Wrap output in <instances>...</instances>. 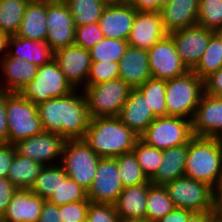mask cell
Returning a JSON list of instances; mask_svg holds the SVG:
<instances>
[{
	"instance_id": "obj_22",
	"label": "cell",
	"mask_w": 222,
	"mask_h": 222,
	"mask_svg": "<svg viewBox=\"0 0 222 222\" xmlns=\"http://www.w3.org/2000/svg\"><path fill=\"white\" fill-rule=\"evenodd\" d=\"M0 69L2 73L0 90L19 93L23 87L34 79L38 67L26 60L6 55L0 60Z\"/></svg>"
},
{
	"instance_id": "obj_11",
	"label": "cell",
	"mask_w": 222,
	"mask_h": 222,
	"mask_svg": "<svg viewBox=\"0 0 222 222\" xmlns=\"http://www.w3.org/2000/svg\"><path fill=\"white\" fill-rule=\"evenodd\" d=\"M47 38L46 43L55 52L74 45L75 25L63 0H46Z\"/></svg>"
},
{
	"instance_id": "obj_58",
	"label": "cell",
	"mask_w": 222,
	"mask_h": 222,
	"mask_svg": "<svg viewBox=\"0 0 222 222\" xmlns=\"http://www.w3.org/2000/svg\"><path fill=\"white\" fill-rule=\"evenodd\" d=\"M215 33H216V34L220 37V39L222 40V28L219 29V30H217Z\"/></svg>"
},
{
	"instance_id": "obj_62",
	"label": "cell",
	"mask_w": 222,
	"mask_h": 222,
	"mask_svg": "<svg viewBox=\"0 0 222 222\" xmlns=\"http://www.w3.org/2000/svg\"><path fill=\"white\" fill-rule=\"evenodd\" d=\"M210 222H221V221H217L216 219H212Z\"/></svg>"
},
{
	"instance_id": "obj_37",
	"label": "cell",
	"mask_w": 222,
	"mask_h": 222,
	"mask_svg": "<svg viewBox=\"0 0 222 222\" xmlns=\"http://www.w3.org/2000/svg\"><path fill=\"white\" fill-rule=\"evenodd\" d=\"M127 46V40L104 37L89 49L91 61L120 62Z\"/></svg>"
},
{
	"instance_id": "obj_30",
	"label": "cell",
	"mask_w": 222,
	"mask_h": 222,
	"mask_svg": "<svg viewBox=\"0 0 222 222\" xmlns=\"http://www.w3.org/2000/svg\"><path fill=\"white\" fill-rule=\"evenodd\" d=\"M72 15L75 27L98 22L107 6L101 0H63Z\"/></svg>"
},
{
	"instance_id": "obj_48",
	"label": "cell",
	"mask_w": 222,
	"mask_h": 222,
	"mask_svg": "<svg viewBox=\"0 0 222 222\" xmlns=\"http://www.w3.org/2000/svg\"><path fill=\"white\" fill-rule=\"evenodd\" d=\"M38 222H62L59 206L45 200Z\"/></svg>"
},
{
	"instance_id": "obj_44",
	"label": "cell",
	"mask_w": 222,
	"mask_h": 222,
	"mask_svg": "<svg viewBox=\"0 0 222 222\" xmlns=\"http://www.w3.org/2000/svg\"><path fill=\"white\" fill-rule=\"evenodd\" d=\"M90 200H81L59 206L62 222H86Z\"/></svg>"
},
{
	"instance_id": "obj_21",
	"label": "cell",
	"mask_w": 222,
	"mask_h": 222,
	"mask_svg": "<svg viewBox=\"0 0 222 222\" xmlns=\"http://www.w3.org/2000/svg\"><path fill=\"white\" fill-rule=\"evenodd\" d=\"M130 130L140 136L156 118L147 99L136 88L132 89L117 116Z\"/></svg>"
},
{
	"instance_id": "obj_17",
	"label": "cell",
	"mask_w": 222,
	"mask_h": 222,
	"mask_svg": "<svg viewBox=\"0 0 222 222\" xmlns=\"http://www.w3.org/2000/svg\"><path fill=\"white\" fill-rule=\"evenodd\" d=\"M193 136H222V98L204 93L191 120Z\"/></svg>"
},
{
	"instance_id": "obj_32",
	"label": "cell",
	"mask_w": 222,
	"mask_h": 222,
	"mask_svg": "<svg viewBox=\"0 0 222 222\" xmlns=\"http://www.w3.org/2000/svg\"><path fill=\"white\" fill-rule=\"evenodd\" d=\"M222 68V40L214 33L198 64L192 69L202 80Z\"/></svg>"
},
{
	"instance_id": "obj_28",
	"label": "cell",
	"mask_w": 222,
	"mask_h": 222,
	"mask_svg": "<svg viewBox=\"0 0 222 222\" xmlns=\"http://www.w3.org/2000/svg\"><path fill=\"white\" fill-rule=\"evenodd\" d=\"M187 144L171 147L163 151L162 163L150 179L155 185H165L185 175Z\"/></svg>"
},
{
	"instance_id": "obj_38",
	"label": "cell",
	"mask_w": 222,
	"mask_h": 222,
	"mask_svg": "<svg viewBox=\"0 0 222 222\" xmlns=\"http://www.w3.org/2000/svg\"><path fill=\"white\" fill-rule=\"evenodd\" d=\"M137 162L143 170L146 177L150 180L161 165L163 151L145 144L140 139L132 149Z\"/></svg>"
},
{
	"instance_id": "obj_43",
	"label": "cell",
	"mask_w": 222,
	"mask_h": 222,
	"mask_svg": "<svg viewBox=\"0 0 222 222\" xmlns=\"http://www.w3.org/2000/svg\"><path fill=\"white\" fill-rule=\"evenodd\" d=\"M86 222H121L114 204L90 202Z\"/></svg>"
},
{
	"instance_id": "obj_8",
	"label": "cell",
	"mask_w": 222,
	"mask_h": 222,
	"mask_svg": "<svg viewBox=\"0 0 222 222\" xmlns=\"http://www.w3.org/2000/svg\"><path fill=\"white\" fill-rule=\"evenodd\" d=\"M139 137L145 144L162 151L185 145L193 137L191 120L177 116L156 117Z\"/></svg>"
},
{
	"instance_id": "obj_41",
	"label": "cell",
	"mask_w": 222,
	"mask_h": 222,
	"mask_svg": "<svg viewBox=\"0 0 222 222\" xmlns=\"http://www.w3.org/2000/svg\"><path fill=\"white\" fill-rule=\"evenodd\" d=\"M119 62L91 61L87 85H95L119 78Z\"/></svg>"
},
{
	"instance_id": "obj_14",
	"label": "cell",
	"mask_w": 222,
	"mask_h": 222,
	"mask_svg": "<svg viewBox=\"0 0 222 222\" xmlns=\"http://www.w3.org/2000/svg\"><path fill=\"white\" fill-rule=\"evenodd\" d=\"M116 158H101L87 196L92 203L114 204L123 190Z\"/></svg>"
},
{
	"instance_id": "obj_35",
	"label": "cell",
	"mask_w": 222,
	"mask_h": 222,
	"mask_svg": "<svg viewBox=\"0 0 222 222\" xmlns=\"http://www.w3.org/2000/svg\"><path fill=\"white\" fill-rule=\"evenodd\" d=\"M137 89L147 99L149 108H151L156 117L167 116L165 103L166 80L151 77Z\"/></svg>"
},
{
	"instance_id": "obj_13",
	"label": "cell",
	"mask_w": 222,
	"mask_h": 222,
	"mask_svg": "<svg viewBox=\"0 0 222 222\" xmlns=\"http://www.w3.org/2000/svg\"><path fill=\"white\" fill-rule=\"evenodd\" d=\"M148 62L151 77L156 79H173L189 71L179 57L169 34L148 50Z\"/></svg>"
},
{
	"instance_id": "obj_20",
	"label": "cell",
	"mask_w": 222,
	"mask_h": 222,
	"mask_svg": "<svg viewBox=\"0 0 222 222\" xmlns=\"http://www.w3.org/2000/svg\"><path fill=\"white\" fill-rule=\"evenodd\" d=\"M45 199L30 189H16L2 222H38Z\"/></svg>"
},
{
	"instance_id": "obj_53",
	"label": "cell",
	"mask_w": 222,
	"mask_h": 222,
	"mask_svg": "<svg viewBox=\"0 0 222 222\" xmlns=\"http://www.w3.org/2000/svg\"><path fill=\"white\" fill-rule=\"evenodd\" d=\"M212 219V212H193L186 222H210Z\"/></svg>"
},
{
	"instance_id": "obj_36",
	"label": "cell",
	"mask_w": 222,
	"mask_h": 222,
	"mask_svg": "<svg viewBox=\"0 0 222 222\" xmlns=\"http://www.w3.org/2000/svg\"><path fill=\"white\" fill-rule=\"evenodd\" d=\"M123 187L141 185L150 180L146 177L133 152L116 157Z\"/></svg>"
},
{
	"instance_id": "obj_40",
	"label": "cell",
	"mask_w": 222,
	"mask_h": 222,
	"mask_svg": "<svg viewBox=\"0 0 222 222\" xmlns=\"http://www.w3.org/2000/svg\"><path fill=\"white\" fill-rule=\"evenodd\" d=\"M197 24L216 32L222 28V0H199Z\"/></svg>"
},
{
	"instance_id": "obj_47",
	"label": "cell",
	"mask_w": 222,
	"mask_h": 222,
	"mask_svg": "<svg viewBox=\"0 0 222 222\" xmlns=\"http://www.w3.org/2000/svg\"><path fill=\"white\" fill-rule=\"evenodd\" d=\"M204 93L222 98V68L204 79Z\"/></svg>"
},
{
	"instance_id": "obj_2",
	"label": "cell",
	"mask_w": 222,
	"mask_h": 222,
	"mask_svg": "<svg viewBox=\"0 0 222 222\" xmlns=\"http://www.w3.org/2000/svg\"><path fill=\"white\" fill-rule=\"evenodd\" d=\"M84 141L101 158L132 152L140 137L115 117L91 118Z\"/></svg>"
},
{
	"instance_id": "obj_27",
	"label": "cell",
	"mask_w": 222,
	"mask_h": 222,
	"mask_svg": "<svg viewBox=\"0 0 222 222\" xmlns=\"http://www.w3.org/2000/svg\"><path fill=\"white\" fill-rule=\"evenodd\" d=\"M47 30L46 0L27 3L16 36L46 42Z\"/></svg>"
},
{
	"instance_id": "obj_9",
	"label": "cell",
	"mask_w": 222,
	"mask_h": 222,
	"mask_svg": "<svg viewBox=\"0 0 222 222\" xmlns=\"http://www.w3.org/2000/svg\"><path fill=\"white\" fill-rule=\"evenodd\" d=\"M74 90L53 59L48 64L38 67L34 79L19 93L39 105L51 98L64 97Z\"/></svg>"
},
{
	"instance_id": "obj_31",
	"label": "cell",
	"mask_w": 222,
	"mask_h": 222,
	"mask_svg": "<svg viewBox=\"0 0 222 222\" xmlns=\"http://www.w3.org/2000/svg\"><path fill=\"white\" fill-rule=\"evenodd\" d=\"M175 209L164 185L150 183L146 203V220L156 222Z\"/></svg>"
},
{
	"instance_id": "obj_56",
	"label": "cell",
	"mask_w": 222,
	"mask_h": 222,
	"mask_svg": "<svg viewBox=\"0 0 222 222\" xmlns=\"http://www.w3.org/2000/svg\"><path fill=\"white\" fill-rule=\"evenodd\" d=\"M102 2L108 4H114V3H118V0H101Z\"/></svg>"
},
{
	"instance_id": "obj_61",
	"label": "cell",
	"mask_w": 222,
	"mask_h": 222,
	"mask_svg": "<svg viewBox=\"0 0 222 222\" xmlns=\"http://www.w3.org/2000/svg\"><path fill=\"white\" fill-rule=\"evenodd\" d=\"M131 0H118V2H125V3H129Z\"/></svg>"
},
{
	"instance_id": "obj_10",
	"label": "cell",
	"mask_w": 222,
	"mask_h": 222,
	"mask_svg": "<svg viewBox=\"0 0 222 222\" xmlns=\"http://www.w3.org/2000/svg\"><path fill=\"white\" fill-rule=\"evenodd\" d=\"M175 208L192 212H211L213 188L208 184L183 176L164 185Z\"/></svg>"
},
{
	"instance_id": "obj_4",
	"label": "cell",
	"mask_w": 222,
	"mask_h": 222,
	"mask_svg": "<svg viewBox=\"0 0 222 222\" xmlns=\"http://www.w3.org/2000/svg\"><path fill=\"white\" fill-rule=\"evenodd\" d=\"M203 94L204 80L192 70L182 76L166 80L167 116L192 120Z\"/></svg>"
},
{
	"instance_id": "obj_51",
	"label": "cell",
	"mask_w": 222,
	"mask_h": 222,
	"mask_svg": "<svg viewBox=\"0 0 222 222\" xmlns=\"http://www.w3.org/2000/svg\"><path fill=\"white\" fill-rule=\"evenodd\" d=\"M193 212L187 209L175 208L172 212L166 214L156 222H186Z\"/></svg>"
},
{
	"instance_id": "obj_57",
	"label": "cell",
	"mask_w": 222,
	"mask_h": 222,
	"mask_svg": "<svg viewBox=\"0 0 222 222\" xmlns=\"http://www.w3.org/2000/svg\"><path fill=\"white\" fill-rule=\"evenodd\" d=\"M121 222H149L147 220H129V221H121Z\"/></svg>"
},
{
	"instance_id": "obj_3",
	"label": "cell",
	"mask_w": 222,
	"mask_h": 222,
	"mask_svg": "<svg viewBox=\"0 0 222 222\" xmlns=\"http://www.w3.org/2000/svg\"><path fill=\"white\" fill-rule=\"evenodd\" d=\"M222 143L219 138L193 136L187 144L186 177L214 188L221 177Z\"/></svg>"
},
{
	"instance_id": "obj_45",
	"label": "cell",
	"mask_w": 222,
	"mask_h": 222,
	"mask_svg": "<svg viewBox=\"0 0 222 222\" xmlns=\"http://www.w3.org/2000/svg\"><path fill=\"white\" fill-rule=\"evenodd\" d=\"M15 153V144L0 143V177L7 178Z\"/></svg>"
},
{
	"instance_id": "obj_54",
	"label": "cell",
	"mask_w": 222,
	"mask_h": 222,
	"mask_svg": "<svg viewBox=\"0 0 222 222\" xmlns=\"http://www.w3.org/2000/svg\"><path fill=\"white\" fill-rule=\"evenodd\" d=\"M9 35L0 32V60L7 55Z\"/></svg>"
},
{
	"instance_id": "obj_25",
	"label": "cell",
	"mask_w": 222,
	"mask_h": 222,
	"mask_svg": "<svg viewBox=\"0 0 222 222\" xmlns=\"http://www.w3.org/2000/svg\"><path fill=\"white\" fill-rule=\"evenodd\" d=\"M199 0H172L160 13L167 34L197 24Z\"/></svg>"
},
{
	"instance_id": "obj_6",
	"label": "cell",
	"mask_w": 222,
	"mask_h": 222,
	"mask_svg": "<svg viewBox=\"0 0 222 222\" xmlns=\"http://www.w3.org/2000/svg\"><path fill=\"white\" fill-rule=\"evenodd\" d=\"M131 90L121 78L86 85L82 91L87 100L90 118L118 116Z\"/></svg>"
},
{
	"instance_id": "obj_15",
	"label": "cell",
	"mask_w": 222,
	"mask_h": 222,
	"mask_svg": "<svg viewBox=\"0 0 222 222\" xmlns=\"http://www.w3.org/2000/svg\"><path fill=\"white\" fill-rule=\"evenodd\" d=\"M214 33V31L196 24L174 31L169 35L174 41L182 62L189 70H192L200 61Z\"/></svg>"
},
{
	"instance_id": "obj_50",
	"label": "cell",
	"mask_w": 222,
	"mask_h": 222,
	"mask_svg": "<svg viewBox=\"0 0 222 222\" xmlns=\"http://www.w3.org/2000/svg\"><path fill=\"white\" fill-rule=\"evenodd\" d=\"M211 212L214 219L222 222V184H217L213 188Z\"/></svg>"
},
{
	"instance_id": "obj_18",
	"label": "cell",
	"mask_w": 222,
	"mask_h": 222,
	"mask_svg": "<svg viewBox=\"0 0 222 222\" xmlns=\"http://www.w3.org/2000/svg\"><path fill=\"white\" fill-rule=\"evenodd\" d=\"M166 35L160 12L137 11L127 42L129 46L149 50Z\"/></svg>"
},
{
	"instance_id": "obj_52",
	"label": "cell",
	"mask_w": 222,
	"mask_h": 222,
	"mask_svg": "<svg viewBox=\"0 0 222 222\" xmlns=\"http://www.w3.org/2000/svg\"><path fill=\"white\" fill-rule=\"evenodd\" d=\"M129 4L137 11L159 12V0H131Z\"/></svg>"
},
{
	"instance_id": "obj_49",
	"label": "cell",
	"mask_w": 222,
	"mask_h": 222,
	"mask_svg": "<svg viewBox=\"0 0 222 222\" xmlns=\"http://www.w3.org/2000/svg\"><path fill=\"white\" fill-rule=\"evenodd\" d=\"M0 143H8L6 92L0 90Z\"/></svg>"
},
{
	"instance_id": "obj_7",
	"label": "cell",
	"mask_w": 222,
	"mask_h": 222,
	"mask_svg": "<svg viewBox=\"0 0 222 222\" xmlns=\"http://www.w3.org/2000/svg\"><path fill=\"white\" fill-rule=\"evenodd\" d=\"M100 159L84 139H69L65 142L60 165L68 177L88 191Z\"/></svg>"
},
{
	"instance_id": "obj_26",
	"label": "cell",
	"mask_w": 222,
	"mask_h": 222,
	"mask_svg": "<svg viewBox=\"0 0 222 222\" xmlns=\"http://www.w3.org/2000/svg\"><path fill=\"white\" fill-rule=\"evenodd\" d=\"M7 55L26 60L40 67L53 60L54 51L45 41H33L16 35H9Z\"/></svg>"
},
{
	"instance_id": "obj_16",
	"label": "cell",
	"mask_w": 222,
	"mask_h": 222,
	"mask_svg": "<svg viewBox=\"0 0 222 222\" xmlns=\"http://www.w3.org/2000/svg\"><path fill=\"white\" fill-rule=\"evenodd\" d=\"M53 59L74 89H83L87 85L91 66L88 49L76 45L67 46L56 50Z\"/></svg>"
},
{
	"instance_id": "obj_19",
	"label": "cell",
	"mask_w": 222,
	"mask_h": 222,
	"mask_svg": "<svg viewBox=\"0 0 222 222\" xmlns=\"http://www.w3.org/2000/svg\"><path fill=\"white\" fill-rule=\"evenodd\" d=\"M137 10L129 3L108 4L98 21L104 37L127 40Z\"/></svg>"
},
{
	"instance_id": "obj_23",
	"label": "cell",
	"mask_w": 222,
	"mask_h": 222,
	"mask_svg": "<svg viewBox=\"0 0 222 222\" xmlns=\"http://www.w3.org/2000/svg\"><path fill=\"white\" fill-rule=\"evenodd\" d=\"M119 78L132 89L140 87L151 78L148 50L127 46L119 62Z\"/></svg>"
},
{
	"instance_id": "obj_46",
	"label": "cell",
	"mask_w": 222,
	"mask_h": 222,
	"mask_svg": "<svg viewBox=\"0 0 222 222\" xmlns=\"http://www.w3.org/2000/svg\"><path fill=\"white\" fill-rule=\"evenodd\" d=\"M16 188L8 178L0 177V220L7 211L8 204L12 199Z\"/></svg>"
},
{
	"instance_id": "obj_59",
	"label": "cell",
	"mask_w": 222,
	"mask_h": 222,
	"mask_svg": "<svg viewBox=\"0 0 222 222\" xmlns=\"http://www.w3.org/2000/svg\"><path fill=\"white\" fill-rule=\"evenodd\" d=\"M22 1H24V2H26V3H33V2L40 1V0H22Z\"/></svg>"
},
{
	"instance_id": "obj_55",
	"label": "cell",
	"mask_w": 222,
	"mask_h": 222,
	"mask_svg": "<svg viewBox=\"0 0 222 222\" xmlns=\"http://www.w3.org/2000/svg\"><path fill=\"white\" fill-rule=\"evenodd\" d=\"M172 0H159V12L161 9L165 6L168 5Z\"/></svg>"
},
{
	"instance_id": "obj_34",
	"label": "cell",
	"mask_w": 222,
	"mask_h": 222,
	"mask_svg": "<svg viewBox=\"0 0 222 222\" xmlns=\"http://www.w3.org/2000/svg\"><path fill=\"white\" fill-rule=\"evenodd\" d=\"M26 5L22 0H0V32L16 35Z\"/></svg>"
},
{
	"instance_id": "obj_12",
	"label": "cell",
	"mask_w": 222,
	"mask_h": 222,
	"mask_svg": "<svg viewBox=\"0 0 222 222\" xmlns=\"http://www.w3.org/2000/svg\"><path fill=\"white\" fill-rule=\"evenodd\" d=\"M65 142L63 136L43 131L41 134L19 140L15 147L19 155L48 166L60 164Z\"/></svg>"
},
{
	"instance_id": "obj_33",
	"label": "cell",
	"mask_w": 222,
	"mask_h": 222,
	"mask_svg": "<svg viewBox=\"0 0 222 222\" xmlns=\"http://www.w3.org/2000/svg\"><path fill=\"white\" fill-rule=\"evenodd\" d=\"M81 200H89L87 190L68 177L65 170L60 165V186L57 191L49 197L48 201L57 206H61Z\"/></svg>"
},
{
	"instance_id": "obj_1",
	"label": "cell",
	"mask_w": 222,
	"mask_h": 222,
	"mask_svg": "<svg viewBox=\"0 0 222 222\" xmlns=\"http://www.w3.org/2000/svg\"><path fill=\"white\" fill-rule=\"evenodd\" d=\"M37 106L44 132L59 134L66 140L84 138L91 118L82 89Z\"/></svg>"
},
{
	"instance_id": "obj_5",
	"label": "cell",
	"mask_w": 222,
	"mask_h": 222,
	"mask_svg": "<svg viewBox=\"0 0 222 222\" xmlns=\"http://www.w3.org/2000/svg\"><path fill=\"white\" fill-rule=\"evenodd\" d=\"M6 116L8 143L15 144L43 132L38 106L18 92H6Z\"/></svg>"
},
{
	"instance_id": "obj_39",
	"label": "cell",
	"mask_w": 222,
	"mask_h": 222,
	"mask_svg": "<svg viewBox=\"0 0 222 222\" xmlns=\"http://www.w3.org/2000/svg\"><path fill=\"white\" fill-rule=\"evenodd\" d=\"M60 186V164L43 166L35 183L31 187L33 194L39 195L45 200L57 191Z\"/></svg>"
},
{
	"instance_id": "obj_24",
	"label": "cell",
	"mask_w": 222,
	"mask_h": 222,
	"mask_svg": "<svg viewBox=\"0 0 222 222\" xmlns=\"http://www.w3.org/2000/svg\"><path fill=\"white\" fill-rule=\"evenodd\" d=\"M150 183L123 188L114 203L121 221L146 220V203Z\"/></svg>"
},
{
	"instance_id": "obj_42",
	"label": "cell",
	"mask_w": 222,
	"mask_h": 222,
	"mask_svg": "<svg viewBox=\"0 0 222 222\" xmlns=\"http://www.w3.org/2000/svg\"><path fill=\"white\" fill-rule=\"evenodd\" d=\"M103 38L104 35L98 22L75 27L74 45L76 46L89 50L98 44Z\"/></svg>"
},
{
	"instance_id": "obj_60",
	"label": "cell",
	"mask_w": 222,
	"mask_h": 222,
	"mask_svg": "<svg viewBox=\"0 0 222 222\" xmlns=\"http://www.w3.org/2000/svg\"><path fill=\"white\" fill-rule=\"evenodd\" d=\"M218 184H222V164H221V177H220V182Z\"/></svg>"
},
{
	"instance_id": "obj_29",
	"label": "cell",
	"mask_w": 222,
	"mask_h": 222,
	"mask_svg": "<svg viewBox=\"0 0 222 222\" xmlns=\"http://www.w3.org/2000/svg\"><path fill=\"white\" fill-rule=\"evenodd\" d=\"M42 168V164L16 152L7 178L16 189H31Z\"/></svg>"
}]
</instances>
